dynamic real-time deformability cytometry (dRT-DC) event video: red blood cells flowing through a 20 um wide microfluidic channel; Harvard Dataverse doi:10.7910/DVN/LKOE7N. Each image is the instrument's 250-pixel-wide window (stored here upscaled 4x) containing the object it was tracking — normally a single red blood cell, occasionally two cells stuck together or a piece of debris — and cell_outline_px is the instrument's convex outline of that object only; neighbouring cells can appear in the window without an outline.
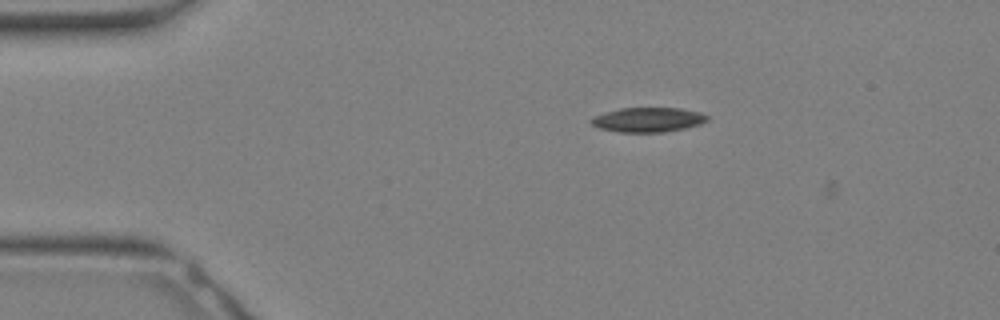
{"species": "Egyptian fruit bat (a non-hibernating species)", "species_latin": "Rousettus aegyptiacus", "temperature_condition": "warm", "stored_images_in_passage": 2, "camera_frame_rate_fps": 3000, "um_per_image_px": 0.085, "animal": {"sex": "female"}, "frame": {"image": 1, "passage_image": 1, "time_ms": 0.0, "image_size_px": [1000, 320], "cell_outline_px": [[708, 120], [700, 124], [684, 128], [664, 132], [620, 132], [600, 128], [592, 124], [588, 120], [604, 112], [620, 108], [680, 108], [700, 112], [708, 116]], "centroid_in_image_um": [55.08, 10.17], "position_along_channel_um": 29.9, "area_um2": 16.53}}